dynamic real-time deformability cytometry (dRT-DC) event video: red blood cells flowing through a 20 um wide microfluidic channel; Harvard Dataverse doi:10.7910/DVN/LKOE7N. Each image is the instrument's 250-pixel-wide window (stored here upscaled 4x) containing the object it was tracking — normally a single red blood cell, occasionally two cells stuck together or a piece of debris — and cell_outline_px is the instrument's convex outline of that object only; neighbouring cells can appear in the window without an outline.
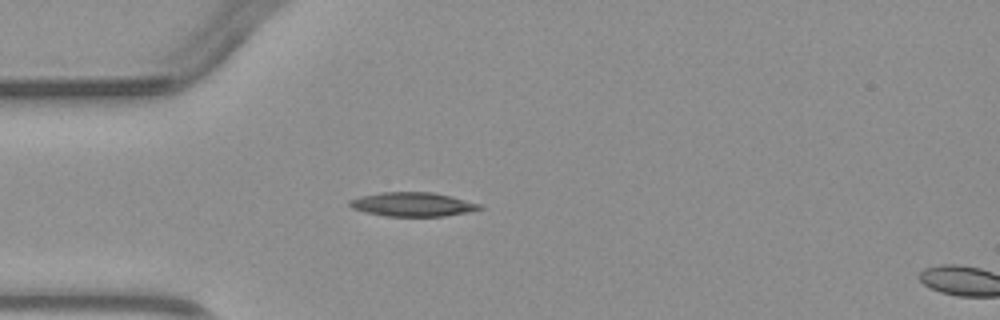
{"species": "common noctule bat (a hibernating species)", "species_latin": "Nyctalus noctula", "temperature_condition": "warm", "stored_images_in_passage": 5, "camera_frame_rate_fps": 3000, "um_per_image_px": 0.085, "animal": {"sex": "male", "body_mass_g": 23.1, "forearm_length_mm": 52.7}, "frame": {"image": 1, "passage_image": 5, "time_ms": 5.667, "image_size_px": [1000, 320], "cell_outline_px": [[484, 208], [468, 212], [444, 216], [388, 216], [368, 212], [352, 208], [348, 204], [348, 200], [360, 196], [380, 192], [432, 192], [452, 196], [480, 204]], "centroid_in_image_um": [35.08, 17.36], "position_along_channel_um": 49.9, "area_um2": 18.15}}